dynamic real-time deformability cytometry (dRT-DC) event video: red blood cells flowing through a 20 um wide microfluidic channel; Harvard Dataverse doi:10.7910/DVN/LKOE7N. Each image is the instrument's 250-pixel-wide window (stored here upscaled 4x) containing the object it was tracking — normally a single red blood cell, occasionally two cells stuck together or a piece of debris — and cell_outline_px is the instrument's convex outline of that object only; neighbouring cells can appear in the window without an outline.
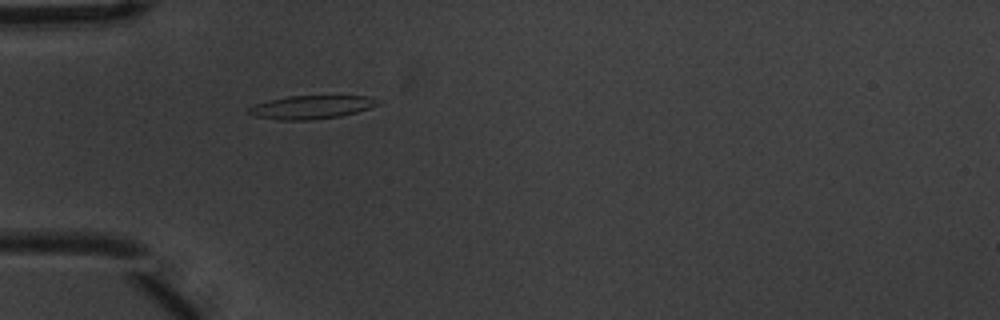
{"species": "common noctule bat (a hibernating species)", "species_latin": "Nyctalus noctula", "temperature_condition": "warm", "stored_images_in_passage": 5, "camera_frame_rate_fps": 3000, "um_per_image_px": 0.085, "animal": {"sex": "male", "body_mass_g": 20.1, "forearm_length_mm": 53.5}, "frame": {"image": 1, "passage_image": 5, "time_ms": 1.333, "image_size_px": [1000, 320], "cell_outline_px": [[380, 104], [356, 112], [340, 116], [312, 120], [276, 120], [256, 116], [248, 112], [248, 108], [256, 104], [268, 100], [288, 96], [368, 96]], "centroid_in_image_um": [26.41, 9.11], "position_along_channel_um": 58.6, "area_um2": 17.34}}